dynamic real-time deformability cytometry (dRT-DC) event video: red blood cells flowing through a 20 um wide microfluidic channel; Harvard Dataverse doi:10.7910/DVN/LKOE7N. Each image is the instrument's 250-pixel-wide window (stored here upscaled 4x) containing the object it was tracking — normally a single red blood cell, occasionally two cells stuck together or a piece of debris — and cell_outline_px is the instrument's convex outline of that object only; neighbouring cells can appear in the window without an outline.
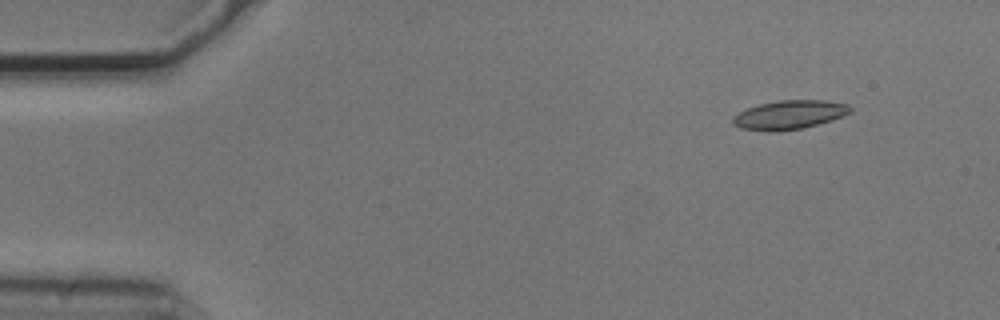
{"species": "common noctule bat (a hibernating species)", "species_latin": "Nyctalus noctula", "temperature_condition": "cold", "stored_images_in_passage": 5, "camera_frame_rate_fps": 3000, "um_per_image_px": 0.085, "animal": {"sex": "male", "body_mass_g": 20.5, "forearm_length_mm": 52.5}, "frame": {"image": 1, "passage_image": 2, "time_ms": 0.333, "image_size_px": [1000, 320], "cell_outline_px": [[852, 112], [832, 120], [804, 128], [780, 132], [772, 132], [740, 128], [732, 124], [732, 116], [748, 108], [760, 104], [780, 100], [824, 100], [848, 104], [852, 108]], "centroid_in_image_um": [67.1, 9.77], "position_along_channel_um": 17.9, "area_um2": 19.94}}
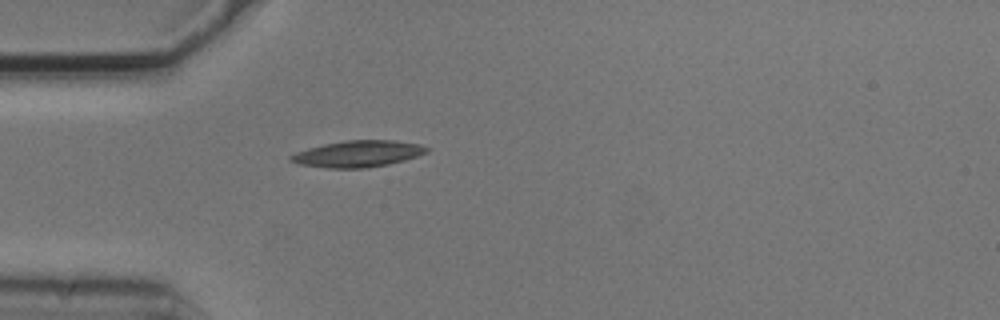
{"frame": {"image": 2, "passage_image": 5, "time_ms": 1.333, "image_size_px": [1000, 320], "cell_outline_px": [[428, 152], [404, 160], [388, 164], [368, 168], [328, 168], [300, 164], [288, 160], [288, 156], [296, 152], [308, 148], [324, 144], [344, 140], [396, 140], [420, 144], [428, 148]], "centroid_in_image_um": [30.41, 13.07], "position_along_channel_um": 54.6, "area_um2": 20.98}}